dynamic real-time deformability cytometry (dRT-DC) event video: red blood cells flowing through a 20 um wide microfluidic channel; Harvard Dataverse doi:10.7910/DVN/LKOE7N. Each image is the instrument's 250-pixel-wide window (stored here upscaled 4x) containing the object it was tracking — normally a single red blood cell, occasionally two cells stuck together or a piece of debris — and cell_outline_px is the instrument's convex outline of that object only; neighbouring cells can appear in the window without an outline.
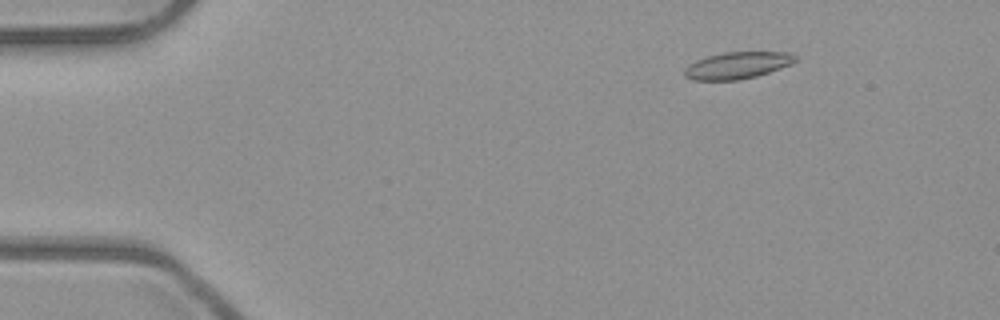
{"species": "common noctule bat (a hibernating species)", "species_latin": "Nyctalus noctula", "temperature_condition": "room temperature", "stored_images_in_passage": 53, "camera_frame_rate_fps": 3000, "um_per_image_px": 0.085, "animal": {"sex": "male", "body_mass_g": 23.1, "forearm_length_mm": 52.7}, "frame": {"image": 1, "passage_image": 8, "time_ms": 2.333, "image_size_px": [1000, 320], "cell_outline_px": [[796, 60], [792, 64], [756, 76], [740, 80], [692, 80], [684, 76], [684, 68], [696, 60], [708, 56], [724, 52], [788, 52], [796, 56]], "centroid_in_image_um": [62.66, 5.56], "position_along_channel_um": 22.3, "area_um2": 17.28}}
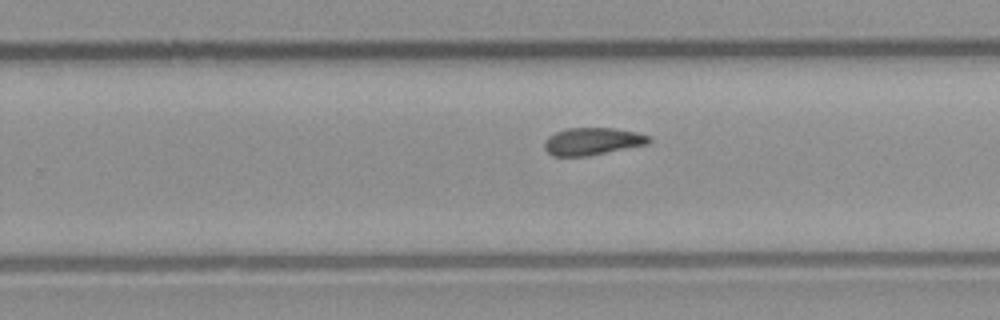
{"frame": {"image": 2, "passage_image": 34, "time_ms": 11.0, "image_size_px": [1000, 320], "cell_outline_px": [[652, 140], [648, 144], [588, 156], [552, 156], [544, 148], [544, 140], [548, 136], [556, 132], [568, 128], [612, 128], [636, 132], [648, 136]], "centroid_in_image_um": [50.33, 12.02], "position_along_channel_um": 279.5, "area_um2": 16.65}}
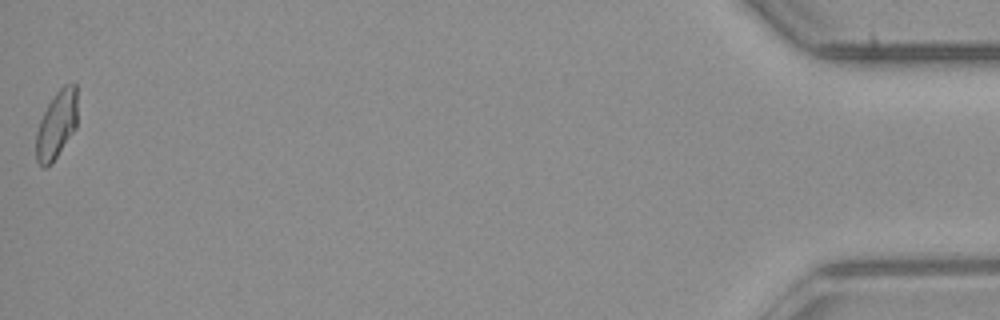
{"frame": {"image": 3, "passage_image": 53, "time_ms": 17.333, "image_size_px": [1000, 320], "cell_outline_px": [[76, 128], [52, 164], [48, 168], [44, 168], [36, 160], [36, 132], [40, 120], [48, 104], [56, 92], [64, 84], [72, 80], [76, 84]], "centroid_in_image_um": [4.81, 10.6], "position_along_channel_um": 430.4, "area_um2": 16.47}, "authors_computed_cell_mechanics": {"area_um2": 17.051, "velocity_mm_per_s": 3.9774, "shape_relaxation_time_tau1_ms": null, "shape_relaxation_time_tau2_ms": 7.1145, "deformation_change_tau1": null, "deformation_change_tau2": 0.1394}}